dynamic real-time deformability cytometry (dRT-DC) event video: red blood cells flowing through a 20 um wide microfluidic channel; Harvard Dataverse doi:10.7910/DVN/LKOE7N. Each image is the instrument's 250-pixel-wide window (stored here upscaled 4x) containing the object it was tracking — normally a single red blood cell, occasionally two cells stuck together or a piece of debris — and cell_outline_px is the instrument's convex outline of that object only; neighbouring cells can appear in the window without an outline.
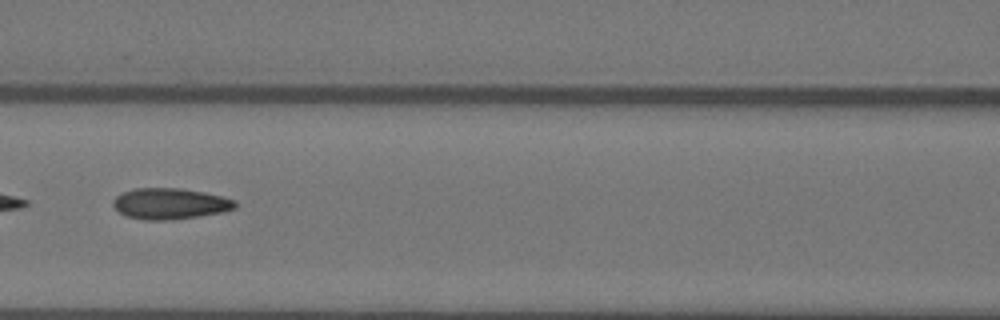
{"species": "Egyptian fruit bat (a non-hibernating species)", "species_latin": "Rousettus aegyptiacus", "temperature_condition": "warm", "stored_images_in_passage": 8, "camera_frame_rate_fps": 3000, "um_per_image_px": 0.085, "animal": {"sex": "female"}, "frame": {"image": 1, "passage_image": 6, "time_ms": 1.667, "image_size_px": [1000, 320], "cell_outline_px": [[236, 208], [224, 212], [200, 216], [172, 220], [144, 220], [124, 216], [112, 204], [112, 200], [116, 196], [124, 192], [136, 188], [180, 188], [204, 192], [236, 200]], "centroid_in_image_um": [14.45, 17.32], "position_along_channel_um": 152.1, "area_um2": 22.2}}
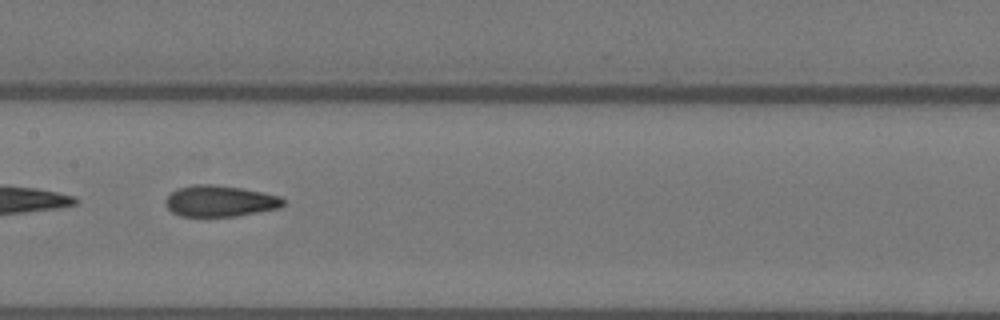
{"frame": {"image": 2, "passage_image": 7, "time_ms": 2.0, "image_size_px": [1000, 320], "cell_outline_px": [[284, 204], [280, 208], [236, 216], [180, 216], [172, 212], [168, 208], [164, 200], [172, 192], [180, 188], [196, 184], [212, 184], [240, 188], [280, 196], [284, 200]], "centroid_in_image_um": [18.69, 17.1], "position_along_channel_um": 188.7, "area_um2": 21.15}}
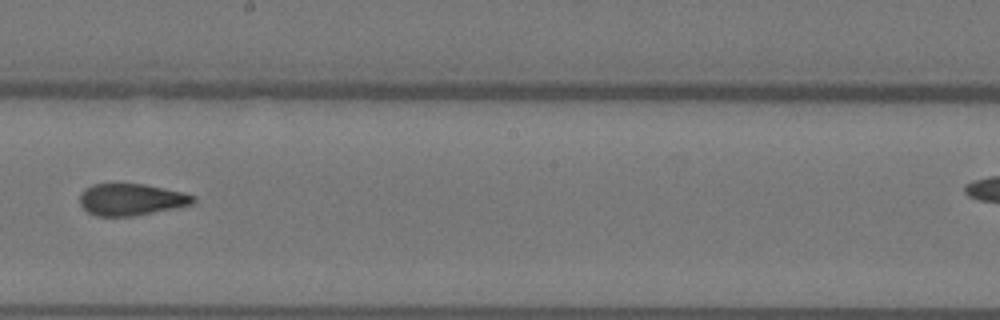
{"frame": {"image": 3, "passage_image": 8, "time_ms": 2.333, "image_size_px": [1000, 320], "cell_outline_px": [[196, 200], [192, 204], [176, 208], [132, 216], [96, 216], [88, 212], [80, 204], [80, 192], [84, 188], [92, 184], [144, 184], [184, 192], [196, 196]], "centroid_in_image_um": [11.15, 16.95], "position_along_channel_um": 237.0, "area_um2": 21.1}}